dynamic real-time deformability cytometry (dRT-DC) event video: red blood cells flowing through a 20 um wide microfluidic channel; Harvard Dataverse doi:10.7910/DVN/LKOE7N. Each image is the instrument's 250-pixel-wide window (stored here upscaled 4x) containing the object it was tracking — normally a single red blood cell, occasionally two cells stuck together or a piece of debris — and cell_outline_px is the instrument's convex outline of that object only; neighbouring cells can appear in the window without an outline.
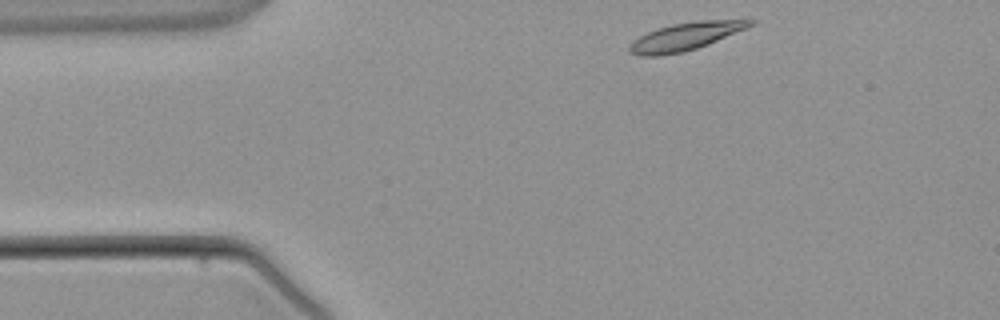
{"species": "common noctule bat (a hibernating species)", "species_latin": "Nyctalus noctula", "temperature_condition": "warm", "stored_images_in_passage": 2, "camera_frame_rate_fps": 3000, "um_per_image_px": 0.085, "animal": {"sex": "male", "body_mass_g": 21.5, "forearm_length_mm": 52.0}, "frame": {"image": 1, "passage_image": 1, "time_ms": 0.0, "image_size_px": [1000, 320], "cell_outline_px": [[756, 20], [752, 24], [744, 28], [708, 44], [684, 52], [660, 56], [640, 56], [628, 52], [628, 44], [632, 40], [648, 32], [672, 24], [696, 20]], "centroid_in_image_um": [58.15, 3.12], "position_along_channel_um": 26.9, "area_um2": 19.25}}